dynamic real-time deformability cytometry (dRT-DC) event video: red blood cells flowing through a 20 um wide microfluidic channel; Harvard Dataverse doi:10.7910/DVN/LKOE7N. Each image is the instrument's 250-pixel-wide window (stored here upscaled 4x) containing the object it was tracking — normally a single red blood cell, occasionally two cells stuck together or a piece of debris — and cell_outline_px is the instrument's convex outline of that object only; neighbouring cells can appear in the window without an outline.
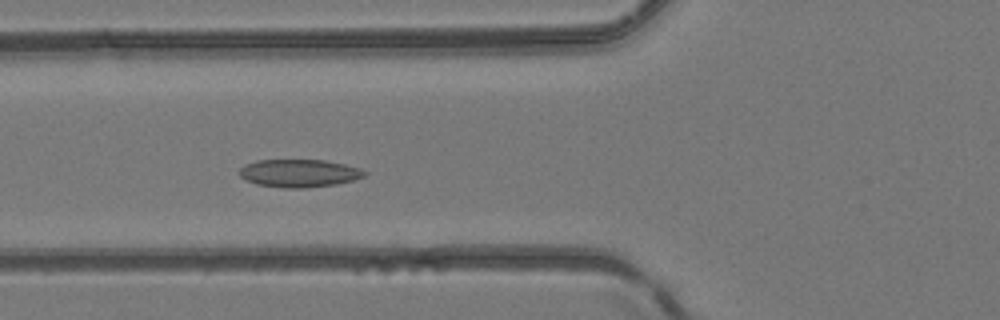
{"species": "common noctule bat (a hibernating species)", "species_latin": "Nyctalus noctula", "temperature_condition": "room temperature", "stored_images_in_passage": 39, "camera_frame_rate_fps": 3000, "um_per_image_px": 0.085, "animal": {"sex": "female", "body_mass_g": 24.6, "forearm_length_mm": 56.2}, "frame": {"image": 1, "passage_image": 8, "time_ms": 2.333, "image_size_px": [1000, 320], "cell_outline_px": [[368, 172], [364, 176], [352, 180], [336, 184], [304, 188], [284, 188], [256, 184], [240, 176], [240, 168], [244, 164], [256, 160], [324, 160], [344, 164], [360, 168]], "centroid_in_image_um": [25.42, 14.72], "position_along_channel_um": 100.4, "area_um2": 20.23}}
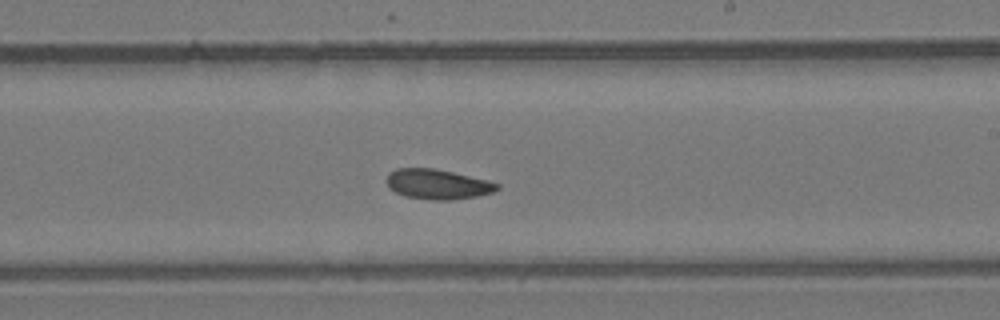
{"frame": {"image": 2, "passage_image": 19, "time_ms": 6.0, "image_size_px": [1000, 320], "cell_outline_px": [[500, 188], [492, 192], [476, 196], [452, 200], [432, 200], [404, 196], [388, 188], [384, 180], [388, 172], [396, 168], [432, 168], [452, 172], [488, 180], [500, 184]], "centroid_in_image_um": [37.14, 15.65], "position_along_channel_um": 251.9, "area_um2": 19.48}}
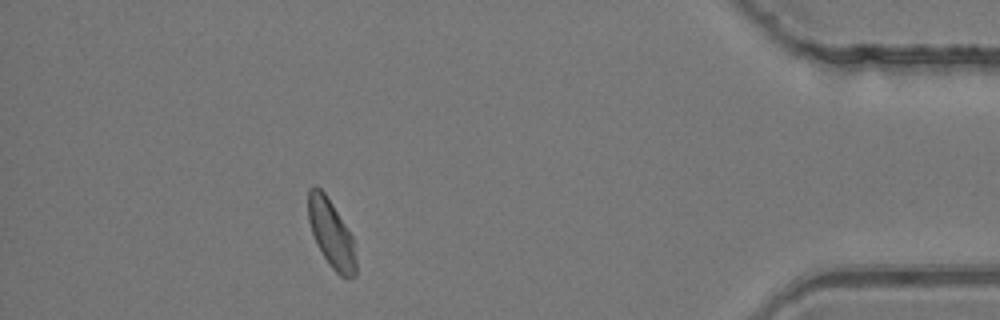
{"frame": {"image": 3, "passage_image": 34, "time_ms": 11.0, "image_size_px": [1000, 320], "cell_outline_px": [[356, 276], [348, 280], [344, 280], [328, 264], [312, 232], [308, 220], [308, 188], [320, 188], [324, 192], [332, 204], [352, 236], [356, 244]], "centroid_in_image_um": [28.2, 19.94], "position_along_channel_um": 407.0, "area_um2": 18.84}, "authors_computed_cell_mechanics": {"area_um2": 19.4786, "velocity_mm_per_s": 4.1279, "shape_relaxation_time_tau1_ms": 5.6402, "shape_relaxation_time_tau2_ms": 7.9626, "deformation_change_tau1": 0.0896, "deformation_change_tau2": 0.1111}}